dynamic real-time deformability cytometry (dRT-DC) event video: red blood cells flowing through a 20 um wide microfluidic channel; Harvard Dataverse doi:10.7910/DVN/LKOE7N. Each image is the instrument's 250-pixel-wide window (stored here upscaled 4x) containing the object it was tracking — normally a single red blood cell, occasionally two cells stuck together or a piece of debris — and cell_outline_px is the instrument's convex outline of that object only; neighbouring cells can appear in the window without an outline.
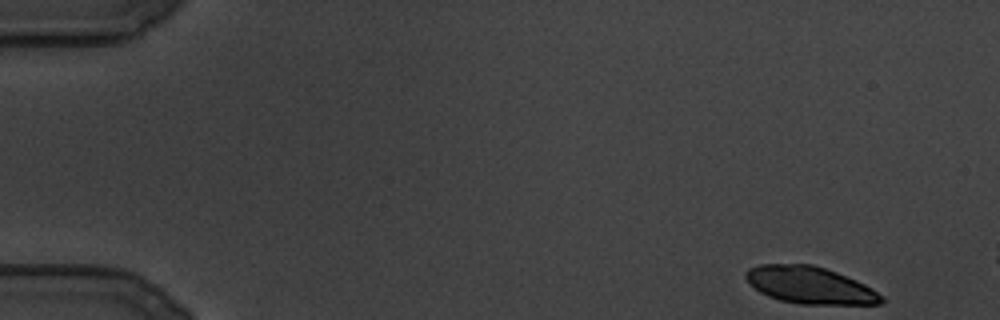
{"species": "common noctule bat (a hibernating species)", "species_latin": "Nyctalus noctula", "temperature_condition": "cold", "stored_images_in_passage": 13, "camera_frame_rate_fps": 3000, "um_per_image_px": 0.085, "animal": {"sex": "male", "body_mass_g": 19.5, "forearm_length_mm": 54.6}, "frame": {"image": 1, "passage_image": 1, "time_ms": 0.0, "image_size_px": [1000, 320], "cell_outline_px": [[888, 300], [880, 304], [800, 304], [780, 300], [768, 296], [760, 292], [744, 276], [744, 272], [748, 268], [760, 264], [812, 264], [836, 272], [856, 280], [872, 288], [884, 296]], "centroid_in_image_um": [68.87, 24.24], "position_along_channel_um": 16.1, "area_um2": 29.3}}